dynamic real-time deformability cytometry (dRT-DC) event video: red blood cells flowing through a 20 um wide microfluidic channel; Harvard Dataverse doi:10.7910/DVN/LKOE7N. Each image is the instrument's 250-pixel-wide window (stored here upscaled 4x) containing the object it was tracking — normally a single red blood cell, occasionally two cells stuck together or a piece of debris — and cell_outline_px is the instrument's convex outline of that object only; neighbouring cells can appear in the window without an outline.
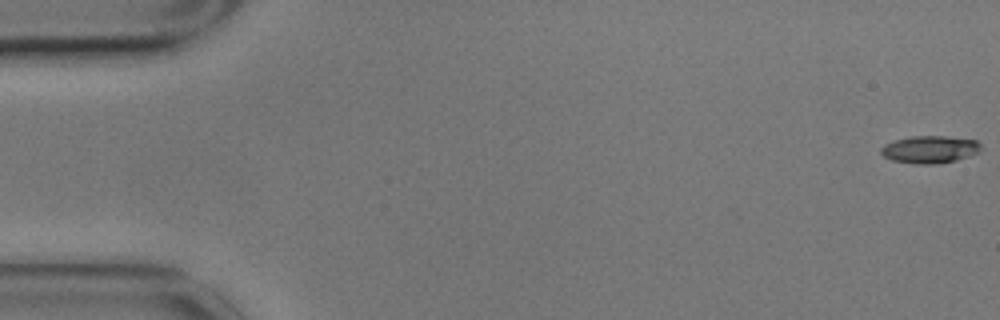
{"species": "common noctule bat (a hibernating species)", "species_latin": "Nyctalus noctula", "temperature_condition": "cold", "stored_images_in_passage": 58, "camera_frame_rate_fps": 3000, "um_per_image_px": 0.085, "animal": {"sex": "male", "body_mass_g": 17.9}, "frame": {"image": 1, "passage_image": 1, "time_ms": 0.0, "image_size_px": [1000, 320], "cell_outline_px": [[980, 148], [976, 152], [968, 156], [956, 160], [936, 164], [916, 164], [892, 160], [884, 156], [880, 152], [880, 148], [884, 144], [896, 140], [912, 136], [948, 136], [976, 140], [980, 144]], "centroid_in_image_um": [79.0, 12.7], "position_along_channel_um": 6.0, "area_um2": 15.84}}
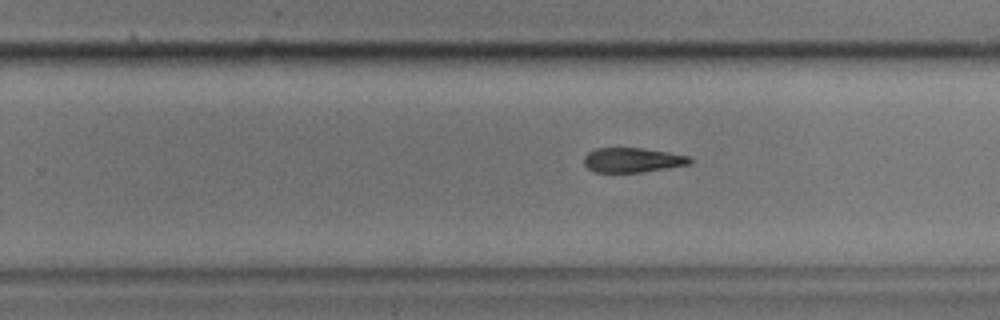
{"frame": {"image": 2, "passage_image": 36, "time_ms": 11.667, "image_size_px": [1000, 320], "cell_outline_px": [[692, 164], [640, 172], [592, 172], [584, 164], [584, 156], [588, 152], [596, 148], [640, 148], [668, 152], [692, 156]], "centroid_in_image_um": [53.77, 13.6], "position_along_channel_um": 276.0, "area_um2": 15.26}}
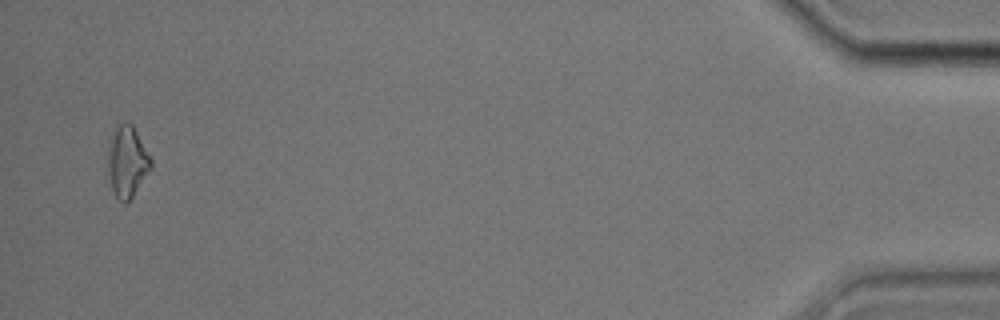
{"frame": {"image": 3, "passage_image": 56, "time_ms": 18.333, "image_size_px": [1000, 320], "cell_outline_px": [[152, 168], [128, 204], [124, 204], [116, 196], [112, 188], [108, 172], [108, 152], [112, 132], [120, 124], [132, 124], [152, 160]], "centroid_in_image_um": [10.82, 13.8], "position_along_channel_um": 424.4, "area_um2": 17.69}, "authors_computed_cell_mechanics": {"area_um2": 16.5597, "velocity_mm_per_s": 3.5029, "shape_relaxation_time_tau1_ms": 5.2499, "shape_relaxation_time_tau2_ms": null, "deformation_change_tau1": 0.1181, "deformation_change_tau2": null}}